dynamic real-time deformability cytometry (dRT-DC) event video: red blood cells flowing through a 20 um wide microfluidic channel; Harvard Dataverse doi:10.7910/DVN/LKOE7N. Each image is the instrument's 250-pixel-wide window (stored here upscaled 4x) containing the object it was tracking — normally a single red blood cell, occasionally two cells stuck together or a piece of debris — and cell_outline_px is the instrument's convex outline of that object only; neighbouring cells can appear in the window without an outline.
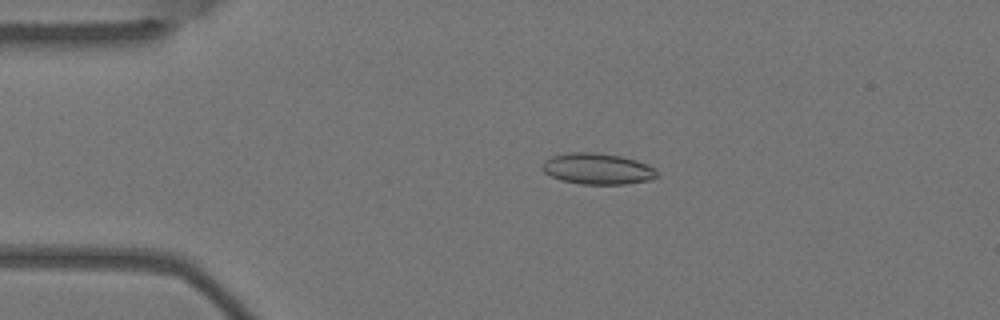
{"species": "Egyptian fruit bat (a non-hibernating species)", "species_latin": "Rousettus aegyptiacus", "temperature_condition": "warm", "stored_images_in_passage": 4, "camera_frame_rate_fps": 3000, "um_per_image_px": 0.085, "animal": {"sex": "female"}, "frame": {"image": 1, "passage_image": 3, "time_ms": 0.667, "image_size_px": [1000, 320], "cell_outline_px": [[660, 176], [652, 180], [624, 184], [580, 184], [560, 180], [544, 172], [540, 168], [544, 160], [552, 156], [568, 152], [596, 152], [620, 156], [636, 160], [648, 164]], "centroid_in_image_um": [50.77, 14.35], "position_along_channel_um": 34.2, "area_um2": 20.98}}